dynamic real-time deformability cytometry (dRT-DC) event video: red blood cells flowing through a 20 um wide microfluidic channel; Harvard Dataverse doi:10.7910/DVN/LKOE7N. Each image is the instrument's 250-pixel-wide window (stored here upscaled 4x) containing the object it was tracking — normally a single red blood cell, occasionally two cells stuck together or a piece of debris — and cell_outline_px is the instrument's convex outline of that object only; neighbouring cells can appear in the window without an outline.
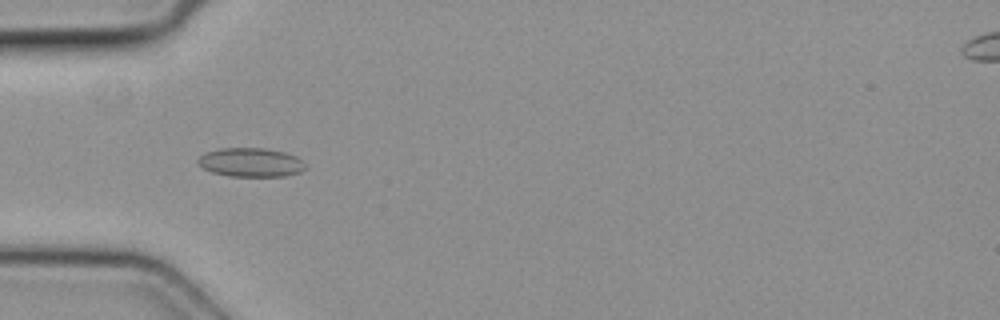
{"species": "common noctule bat (a hibernating species)", "species_latin": "Nyctalus noctula", "temperature_condition": "cold", "stored_images_in_passage": 4, "camera_frame_rate_fps": 3000, "um_per_image_px": 0.085, "animal": {"sex": "female", "body_mass_g": 19.3, "forearm_length_mm": 54.1}, "frame": {"image": 1, "passage_image": 4, "time_ms": 1.0, "image_size_px": [1000, 320], "cell_outline_px": [[308, 168], [300, 172], [284, 176], [228, 176], [212, 172], [196, 164], [196, 160], [204, 152], [220, 148], [268, 148], [284, 152], [296, 156]], "centroid_in_image_um": [21.29, 13.8], "position_along_channel_um": 63.7, "area_um2": 18.26}}